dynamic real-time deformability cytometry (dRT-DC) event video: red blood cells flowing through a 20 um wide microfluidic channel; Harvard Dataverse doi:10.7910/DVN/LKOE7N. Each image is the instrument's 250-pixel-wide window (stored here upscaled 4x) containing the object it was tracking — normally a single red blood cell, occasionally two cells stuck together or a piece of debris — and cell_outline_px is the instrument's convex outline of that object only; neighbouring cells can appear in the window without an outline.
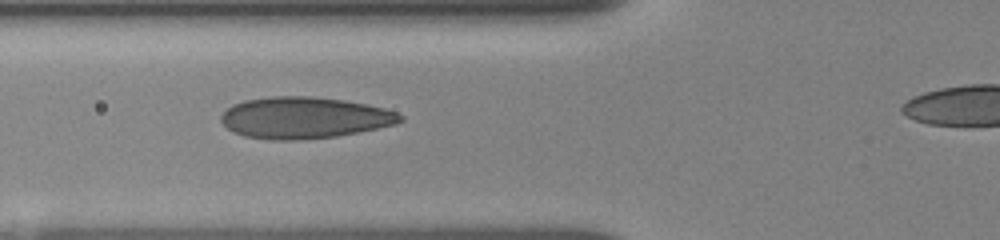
{"species": "human", "species_latin": "Homo sapiens", "temperature_condition": "room temperature", "stored_images_in_passage": 4, "camera_frame_rate_fps": 3000, "um_per_image_px": 0.085, "donor": {"sex": "female"}, "frame": {"image": 1, "passage_image": 2, "time_ms": 0.667, "image_size_px": [1000, 240], "cell_outline_px": [[404, 120], [396, 124], [336, 136], [296, 140], [272, 140], [244, 136], [232, 132], [220, 120], [220, 116], [232, 104], [244, 100], [272, 96], [312, 96], [344, 100], [384, 108], [396, 112], [404, 116]], "centroid_in_image_um": [25.84, 10.0], "position_along_channel_um": 100.0, "area_um2": 43.23}}
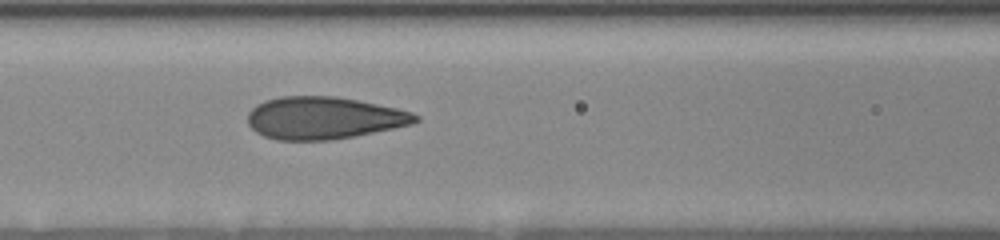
{"frame": {"image": 2, "passage_image": 4, "time_ms": 1.667, "image_size_px": [1000, 240], "cell_outline_px": [[420, 120], [412, 124], [332, 140], [276, 140], [264, 136], [256, 132], [248, 124], [248, 112], [256, 104], [264, 100], [280, 96], [336, 96], [396, 108], [412, 112], [420, 116]], "centroid_in_image_um": [27.49, 10.02], "position_along_channel_um": 139.1, "area_um2": 41.27}}